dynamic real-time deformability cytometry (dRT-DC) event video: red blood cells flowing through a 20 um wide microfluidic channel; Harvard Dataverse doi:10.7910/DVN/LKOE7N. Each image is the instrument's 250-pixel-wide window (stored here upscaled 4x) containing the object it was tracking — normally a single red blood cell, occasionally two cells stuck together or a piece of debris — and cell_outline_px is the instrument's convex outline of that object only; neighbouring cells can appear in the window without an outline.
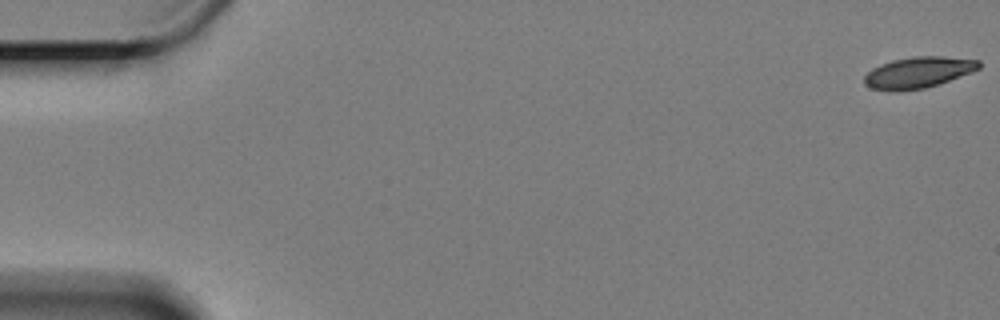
{"species": "Egyptian fruit bat (a non-hibernating species)", "species_latin": "Rousettus aegyptiacus", "temperature_condition": "cold", "stored_images_in_passage": 61, "camera_frame_rate_fps": 3000, "um_per_image_px": 0.085, "animal": {"sex": "female"}, "frame": {"image": 1, "passage_image": 1, "time_ms": 0.0, "image_size_px": [1000, 320], "cell_outline_px": [[980, 68], [972, 72], [940, 84], [924, 88], [900, 92], [892, 92], [872, 88], [864, 84], [864, 76], [872, 68], [880, 64], [892, 60], [912, 56], [944, 56], [980, 60]], "centroid_in_image_um": [78.04, 6.16], "position_along_channel_um": 7.0, "area_um2": 21.15}}
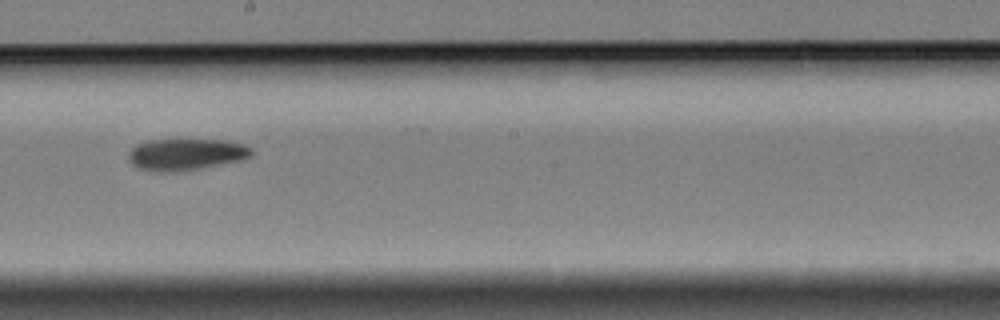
{"frame": {"image": 2, "passage_image": 35, "time_ms": 11.333, "image_size_px": [1000, 320], "cell_outline_px": [[252, 156], [240, 160], [196, 168], [160, 172], [152, 172], [140, 168], [132, 164], [128, 160], [128, 152], [136, 144], [148, 140], [224, 140], [244, 144], [252, 148]], "centroid_in_image_um": [15.77, 13.1], "position_along_channel_um": 232.4, "area_um2": 22.31}}
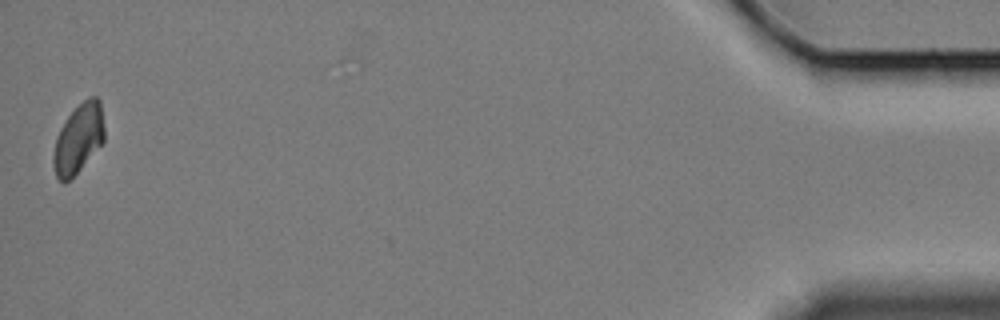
{"frame": {"image": 3, "passage_image": 61, "time_ms": 20.0, "image_size_px": [1000, 320], "cell_outline_px": [[104, 140], [80, 168], [64, 184], [56, 176], [52, 164], [52, 156], [56, 136], [60, 128], [68, 116], [88, 96], [96, 96], [100, 100], [104, 128]], "centroid_in_image_um": [6.64, 11.77], "position_along_channel_um": 428.6, "area_um2": 20.29}, "authors_computed_cell_mechanics": {"area_um2": 21.7906, "velocity_mm_per_s": 3.2808, "shape_relaxation_time_tau1_ms": 4.8195, "shape_relaxation_time_tau2_ms": null, "deformation_change_tau1": 0.1101, "deformation_change_tau2": null}}